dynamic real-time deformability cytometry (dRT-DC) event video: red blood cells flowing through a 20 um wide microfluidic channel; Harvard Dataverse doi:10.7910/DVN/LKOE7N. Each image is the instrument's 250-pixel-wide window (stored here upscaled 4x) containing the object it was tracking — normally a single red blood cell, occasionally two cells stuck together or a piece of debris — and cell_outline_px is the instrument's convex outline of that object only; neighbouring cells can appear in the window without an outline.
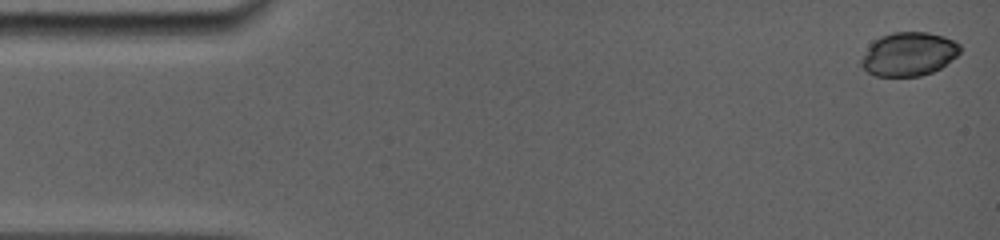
{"species": "common noctule bat (a hibernating species)", "species_latin": "Nyctalus noctula", "temperature_condition": "room temperature", "stored_images_in_passage": 10, "camera_frame_rate_fps": 5000, "um_per_image_px": 0.085, "animal": {"sex": "female", "body_mass_g": 19.0, "forearm_length_mm": 56.7}, "frame": {"image": 1, "passage_image": 1, "time_ms": 0.0, "image_size_px": [1000, 240], "cell_outline_px": [[960, 52], [956, 56], [940, 68], [932, 72], [920, 76], [876, 76], [868, 72], [860, 64], [860, 60], [868, 48], [880, 36], [892, 32], [928, 32], [944, 36], [960, 44]], "centroid_in_image_um": [77.24, 4.59], "position_along_channel_um": 7.8, "area_um2": 24.97}}
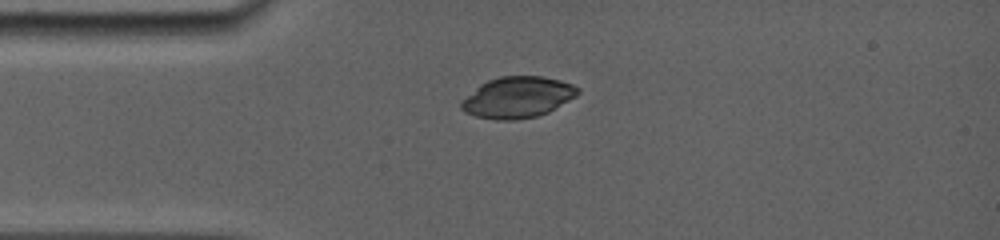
{"frame": {"image": 2, "passage_image": 6, "time_ms": 3.6, "image_size_px": [1000, 240], "cell_outline_px": [[580, 92], [576, 96], [548, 112], [536, 116], [512, 120], [496, 120], [476, 116], [464, 112], [460, 108], [460, 100], [480, 84], [488, 80], [500, 76], [540, 76], [560, 80], [572, 84], [580, 88]], "centroid_in_image_um": [43.97, 8.27], "position_along_channel_um": 41.0, "area_um2": 27.98}}
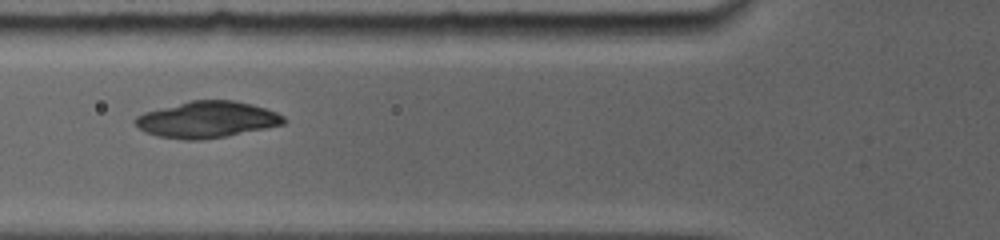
{"frame": {"image": 3, "passage_image": 9, "time_ms": 5.8, "image_size_px": [1000, 240], "cell_outline_px": [[288, 120], [284, 124], [224, 136], [200, 140], [184, 140], [160, 136], [144, 132], [132, 120], [136, 116], [144, 112], [192, 100], [236, 100], [252, 104], [276, 112], [284, 116]], "centroid_in_image_um": [17.59, 10.16], "position_along_channel_um": 108.2, "area_um2": 31.27}}